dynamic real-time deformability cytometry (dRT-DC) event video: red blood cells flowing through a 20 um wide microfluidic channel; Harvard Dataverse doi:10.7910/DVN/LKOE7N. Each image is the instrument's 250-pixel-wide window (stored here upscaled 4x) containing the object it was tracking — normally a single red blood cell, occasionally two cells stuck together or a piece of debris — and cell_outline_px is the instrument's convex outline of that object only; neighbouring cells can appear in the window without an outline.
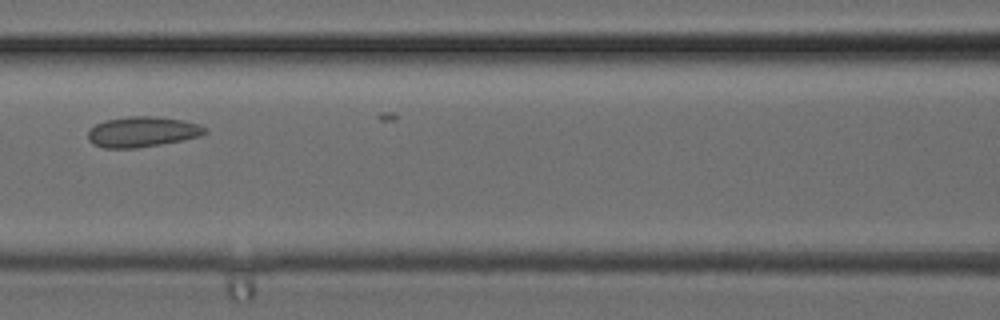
{"species": "common noctule bat (a hibernating species)", "species_latin": "Nyctalus noctula", "temperature_condition": "cold", "stored_images_in_passage": 19, "camera_frame_rate_fps": 3000, "um_per_image_px": 0.085, "animal": {"sex": "female", "body_mass_g": 24.6, "forearm_length_mm": 56.2}, "frame": {"image": 1, "passage_image": 6, "time_ms": 1.667, "image_size_px": [1000, 320], "cell_outline_px": [[208, 132], [200, 136], [184, 140], [136, 148], [104, 148], [92, 144], [88, 140], [88, 128], [104, 120], [128, 116], [156, 116], [184, 120], [200, 124], [208, 128]], "centroid_in_image_um": [12.1, 11.2], "position_along_channel_um": 154.5, "area_um2": 21.1}}
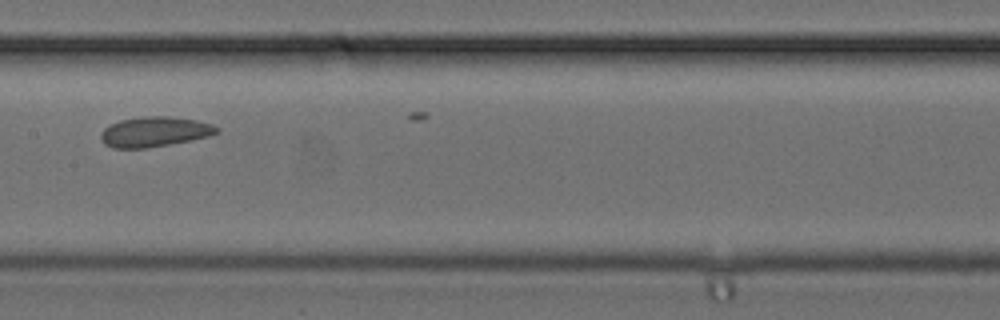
{"frame": {"image": 2, "passage_image": 8, "time_ms": 2.333, "image_size_px": [1000, 320], "cell_outline_px": [[220, 132], [208, 136], [192, 140], [148, 148], [112, 148], [104, 144], [100, 136], [100, 132], [104, 128], [120, 120], [144, 116], [168, 116], [196, 120], [212, 124], [220, 128]], "centroid_in_image_um": [13.14, 11.2], "position_along_channel_um": 194.3, "area_um2": 20.4}}
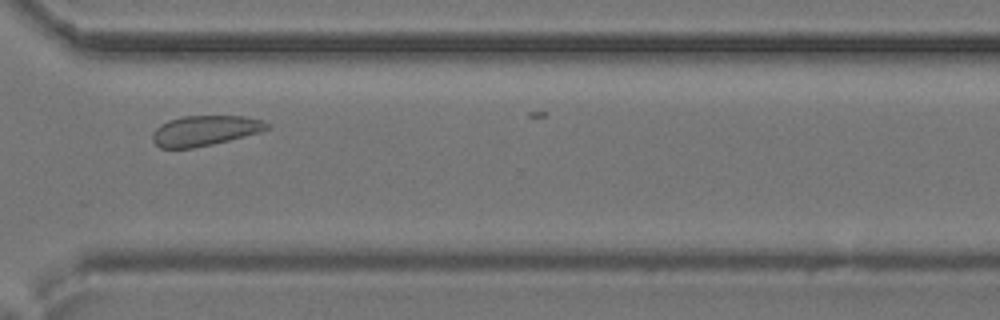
{"frame": {"image": 3, "passage_image": 16, "time_ms": 5.0, "image_size_px": [1000, 320], "cell_outline_px": [[268, 128], [260, 132], [212, 144], [192, 148], [160, 148], [152, 140], [152, 132], [160, 124], [168, 120], [180, 116], [244, 116], [260, 120], [268, 124]], "centroid_in_image_um": [17.35, 11.1], "position_along_channel_um": 353.3, "area_um2": 20.0}}